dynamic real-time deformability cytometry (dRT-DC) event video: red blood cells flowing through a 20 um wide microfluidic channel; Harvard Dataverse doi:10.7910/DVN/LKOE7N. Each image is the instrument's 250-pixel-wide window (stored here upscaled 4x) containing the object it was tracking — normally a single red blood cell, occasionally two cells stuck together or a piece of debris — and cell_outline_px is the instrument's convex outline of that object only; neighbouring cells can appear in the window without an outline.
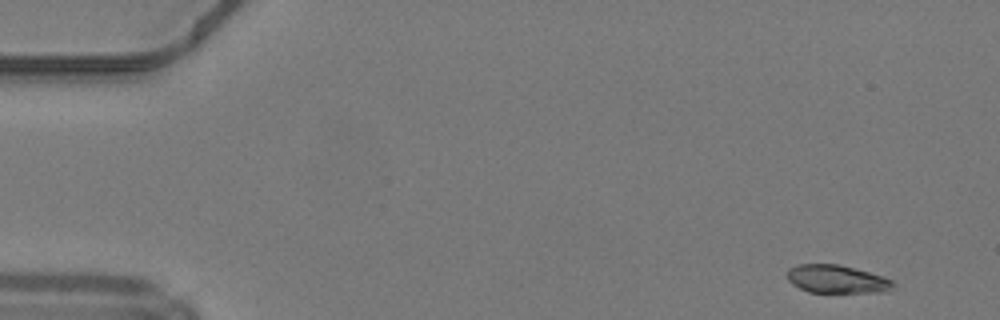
{"species": "common noctule bat (a hibernating species)", "species_latin": "Nyctalus noctula", "temperature_condition": "warm", "stored_images_in_passage": 46, "camera_frame_rate_fps": 3000, "um_per_image_px": 0.085, "animal": {"sex": "male", "body_mass_g": 19.2, "forearm_length_mm": 51.8}, "frame": {"image": 1, "passage_image": 1, "time_ms": 0.0, "image_size_px": [1000, 320], "cell_outline_px": [[896, 288], [884, 292], [808, 292], [792, 284], [788, 280], [788, 268], [796, 264], [840, 264], [868, 272], [892, 280], [896, 284]], "centroid_in_image_um": [71.13, 23.72], "position_along_channel_um": 13.9, "area_um2": 17.4}}
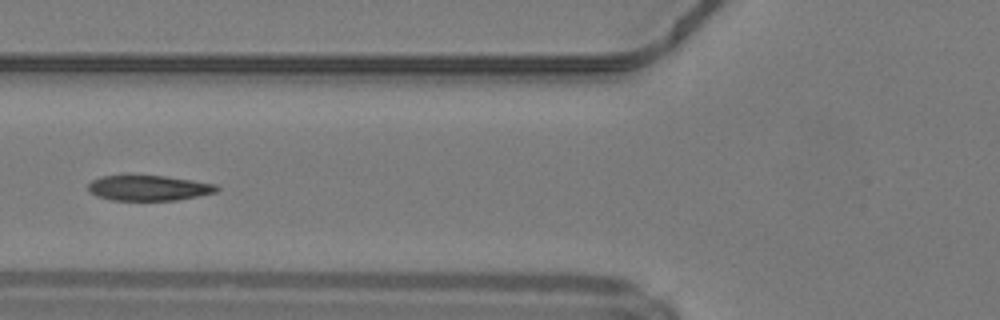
{"frame": {"image": 2, "passage_image": 17, "time_ms": 5.333, "image_size_px": [1000, 320], "cell_outline_px": [[220, 188], [216, 192], [176, 200], [112, 200], [96, 196], [88, 192], [88, 184], [92, 180], [100, 176], [164, 176], [192, 180], [216, 184]], "centroid_in_image_um": [12.61, 15.98], "position_along_channel_um": 113.2, "area_um2": 18.84}}
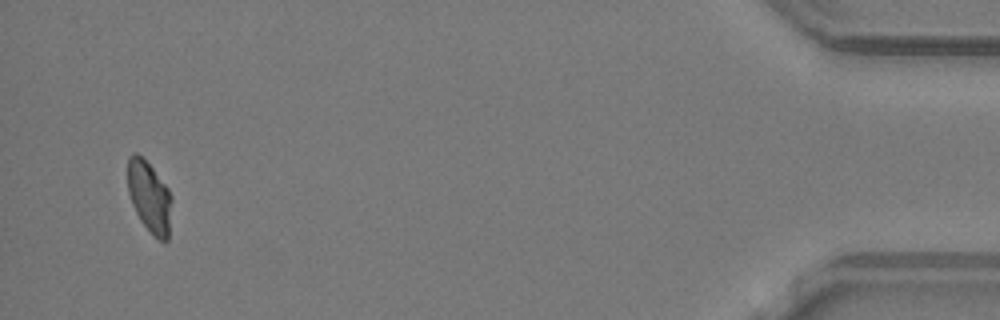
{"frame": {"image": 3, "passage_image": 45, "time_ms": 14.667, "image_size_px": [1000, 320], "cell_outline_px": [[172, 200], [168, 240], [160, 240], [152, 236], [140, 220], [132, 204], [128, 192], [128, 156], [132, 152], [136, 152], [152, 168], [168, 188], [172, 196]], "centroid_in_image_um": [12.7, 16.75], "position_along_channel_um": 422.5, "area_um2": 18.26}, "authors_computed_cell_mechanics": {"area_um2": 18.9584, "velocity_mm_per_s": 4.2026, "shape_relaxation_time_tau1_ms": 6.6221, "shape_relaxation_time_tau2_ms": 0.9256, "deformation_change_tau1": 0.2127, "deformation_change_tau2": 0.0269}}